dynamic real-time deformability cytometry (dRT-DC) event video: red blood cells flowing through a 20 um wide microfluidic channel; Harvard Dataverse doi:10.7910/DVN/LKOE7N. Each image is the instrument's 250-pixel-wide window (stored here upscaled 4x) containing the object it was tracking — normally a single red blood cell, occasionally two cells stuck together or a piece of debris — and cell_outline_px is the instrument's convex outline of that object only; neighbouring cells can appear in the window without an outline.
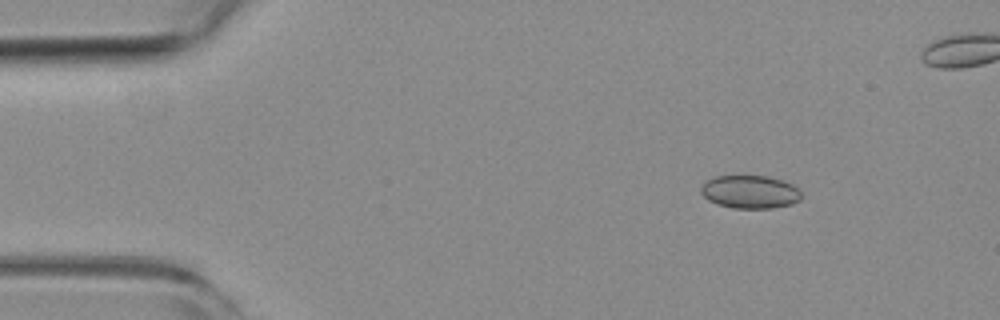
{"species": "common noctule bat (a hibernating species)", "species_latin": "Nyctalus noctula", "temperature_condition": "room temperature", "stored_images_in_passage": 49, "camera_frame_rate_fps": 3000, "um_per_image_px": 0.085, "animal": {"sex": "female", "body_mass_g": 19.3, "forearm_length_mm": 54.1}, "frame": {"image": 1, "passage_image": 1, "time_ms": 0.0, "image_size_px": [1000, 320], "cell_outline_px": [[800, 200], [792, 204], [772, 208], [732, 208], [708, 200], [700, 192], [700, 188], [708, 180], [716, 176], [768, 176], [784, 180], [792, 184], [800, 192]], "centroid_in_image_um": [63.77, 16.31], "position_along_channel_um": 21.2, "area_um2": 19.25}}
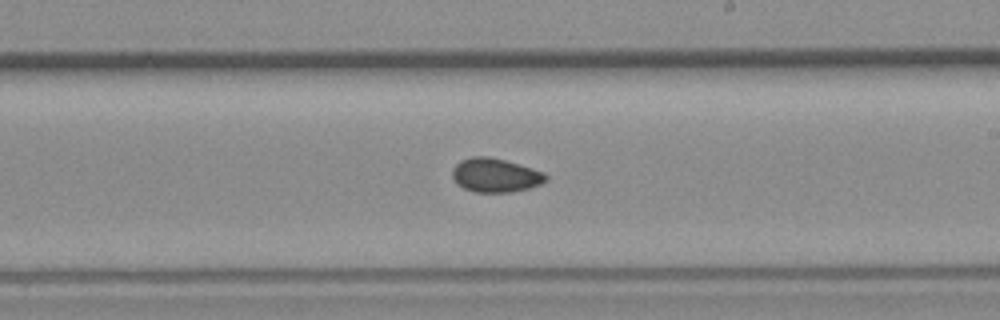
{"frame": {"image": 2, "passage_image": 25, "time_ms": 8.0, "image_size_px": [1000, 320], "cell_outline_px": [[548, 180], [540, 184], [528, 188], [512, 192], [476, 192], [464, 188], [456, 184], [452, 176], [452, 168], [460, 160], [472, 156], [488, 156], [504, 160], [532, 168], [544, 172], [548, 176]], "centroid_in_image_um": [42.09, 14.89], "position_along_channel_um": 246.9, "area_um2": 18.55}}
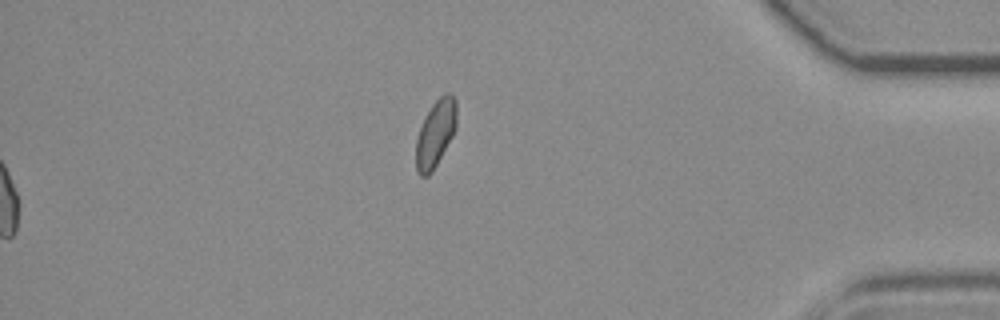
{"frame": {"image": 3, "passage_image": 49, "time_ms": 16.0, "image_size_px": [1000, 320], "cell_outline_px": [[456, 128], [452, 136], [432, 172], [428, 176], [420, 176], [416, 168], [416, 140], [420, 128], [432, 104], [444, 92], [448, 92], [456, 100]], "centroid_in_image_um": [37.02, 11.34], "position_along_channel_um": 398.2, "area_um2": 15.61}, "authors_computed_cell_mechanics": {"area_um2": 18.2648, "velocity_mm_per_s": 3.7985, "shape_relaxation_time_tau1_ms": null, "shape_relaxation_time_tau2_ms": 4.285, "deformation_change_tau1": null, "deformation_change_tau2": 0.0517}}